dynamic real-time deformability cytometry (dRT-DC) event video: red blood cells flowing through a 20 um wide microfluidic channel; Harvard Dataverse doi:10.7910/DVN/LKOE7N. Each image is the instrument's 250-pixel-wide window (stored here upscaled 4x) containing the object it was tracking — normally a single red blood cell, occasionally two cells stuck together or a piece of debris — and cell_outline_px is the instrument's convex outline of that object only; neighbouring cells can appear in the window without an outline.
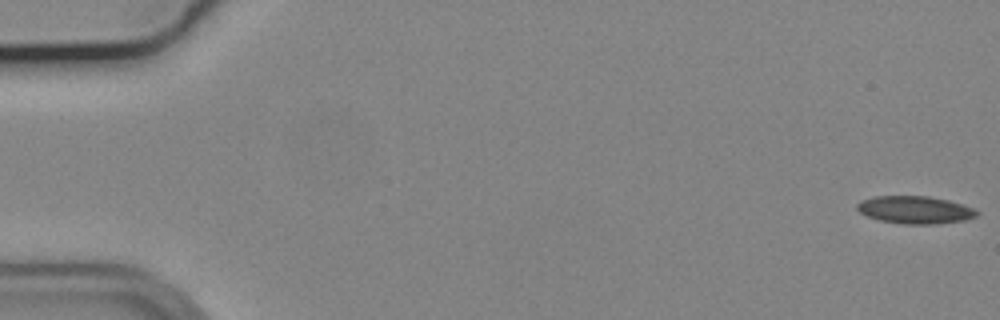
{"species": "common noctule bat (a hibernating species)", "species_latin": "Nyctalus noctula", "temperature_condition": "cold", "stored_images_in_passage": 56, "camera_frame_rate_fps": 3000, "um_per_image_px": 0.085, "animal": {"sex": "male", "body_mass_g": 19.2, "forearm_length_mm": 51.8}, "frame": {"image": 1, "passage_image": 1, "time_ms": 0.0, "image_size_px": [1000, 320], "cell_outline_px": [[980, 212], [976, 216], [964, 220], [936, 224], [904, 224], [880, 220], [868, 216], [860, 212], [856, 208], [856, 204], [860, 200], [876, 196], [928, 196], [948, 200], [972, 208]], "centroid_in_image_um": [77.75, 17.83], "position_along_channel_um": 7.2, "area_um2": 19.13}}
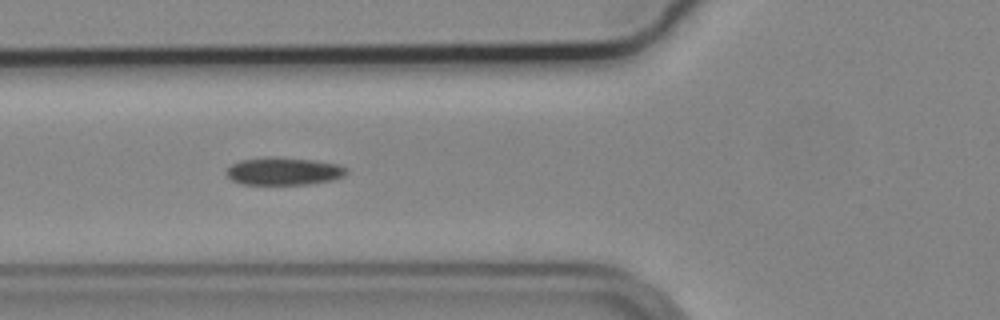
{"frame": {"image": 2, "passage_image": 21, "time_ms": 6.667, "image_size_px": [1000, 320], "cell_outline_px": [[348, 172], [344, 176], [332, 180], [308, 184], [244, 184], [232, 180], [224, 172], [232, 164], [240, 160], [268, 156], [272, 156], [316, 160], [340, 164], [348, 168]], "centroid_in_image_um": [24.15, 14.53], "position_along_channel_um": 101.7, "area_um2": 19.59}}
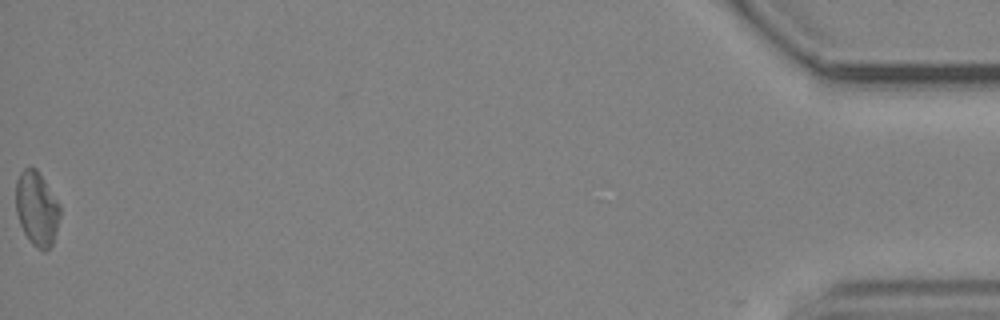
{"frame": {"image": 3, "passage_image": 56, "time_ms": 18.333, "image_size_px": [1000, 320], "cell_outline_px": [[60, 216], [56, 232], [52, 244], [44, 252], [36, 248], [32, 244], [24, 232], [20, 224], [16, 212], [16, 180], [20, 172], [24, 168], [36, 168], [60, 204]], "centroid_in_image_um": [3.13, 17.74], "position_along_channel_um": 432.1, "area_um2": 19.07}, "authors_computed_cell_mechanics": {"area_um2": 19.3052, "velocity_mm_per_s": 3.6989, "shape_relaxation_time_tau1_ms": null, "shape_relaxation_time_tau2_ms": 4.5701, "deformation_change_tau1": null, "deformation_change_tau2": 0.1105}}